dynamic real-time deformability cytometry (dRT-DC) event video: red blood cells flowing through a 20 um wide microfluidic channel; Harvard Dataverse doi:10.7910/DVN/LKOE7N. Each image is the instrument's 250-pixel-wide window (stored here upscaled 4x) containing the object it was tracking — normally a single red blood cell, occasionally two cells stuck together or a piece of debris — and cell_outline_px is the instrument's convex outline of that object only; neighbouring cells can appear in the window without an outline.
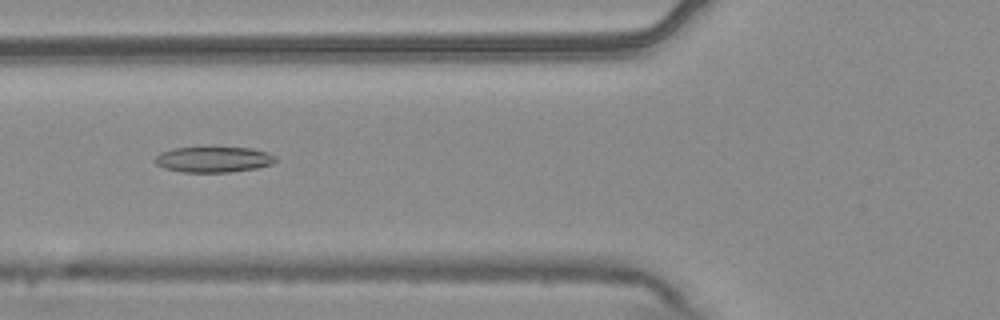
{"species": "common noctule bat (a hibernating species)", "species_latin": "Nyctalus noctula", "temperature_condition": "warm", "stored_images_in_passage": 46, "camera_frame_rate_fps": 3000, "um_per_image_px": 0.085, "animal": {"sex": "male", "body_mass_g": 20.4}, "frame": {"image": 1, "passage_image": 13, "time_ms": 4.0, "image_size_px": [1000, 320], "cell_outline_px": [[280, 160], [272, 164], [256, 168], [228, 172], [184, 172], [164, 168], [156, 164], [156, 156], [160, 152], [172, 148], [252, 148], [268, 152], [276, 156]], "centroid_in_image_um": [18.2, 13.55], "position_along_channel_um": 107.6, "area_um2": 17.98}}
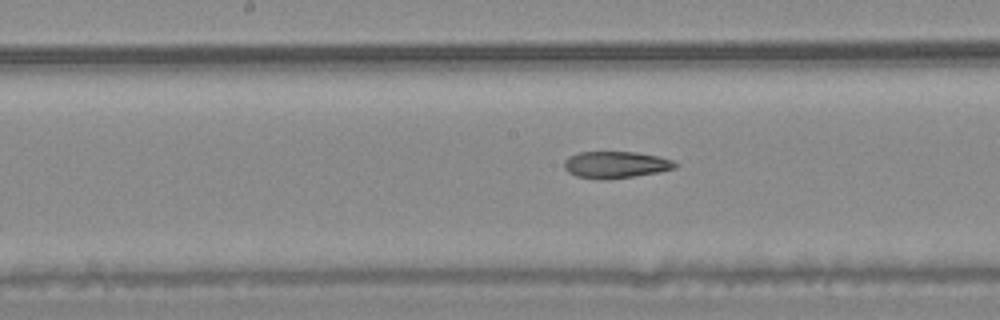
{"frame": {"image": 2, "passage_image": 20, "time_ms": 6.333, "image_size_px": [1000, 320], "cell_outline_px": [[680, 164], [676, 168], [660, 172], [604, 180], [600, 180], [576, 176], [568, 172], [564, 168], [564, 160], [568, 156], [580, 152], [636, 152], [660, 156], [672, 160]], "centroid_in_image_um": [52.35, 14.0], "position_along_channel_um": 195.9, "area_um2": 17.51}}
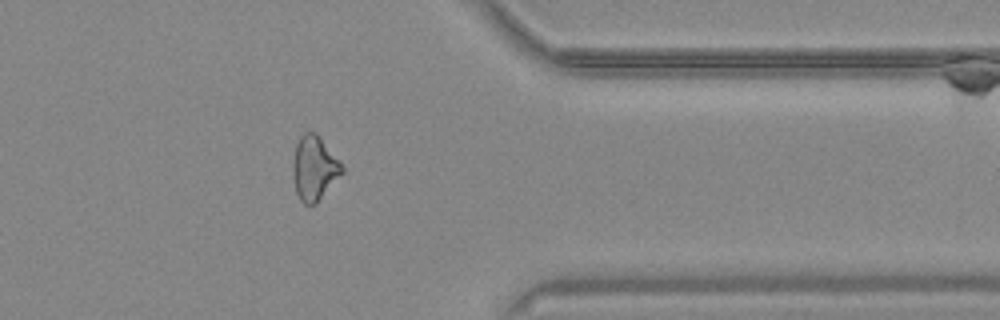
{"frame": {"image": 3, "passage_image": 36, "time_ms": 11.667, "image_size_px": [1000, 320], "cell_outline_px": [[344, 172], [316, 204], [304, 204], [300, 200], [296, 192], [292, 172], [292, 164], [296, 144], [300, 136], [304, 132], [316, 132], [344, 168]], "centroid_in_image_um": [26.69, 14.31], "position_along_channel_um": 384.7, "area_um2": 18.32}, "authors_computed_cell_mechanics": {"area_um2": 18.2359, "velocity_mm_per_s": 3.7737, "shape_relaxation_time_tau1_ms": null, "shape_relaxation_time_tau2_ms": 4.3179, "deformation_change_tau1": null, "deformation_change_tau2": 0.1387}}